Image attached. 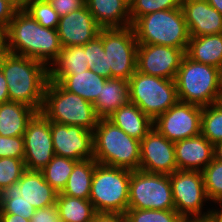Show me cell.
Masks as SVG:
<instances>
[{
    "mask_svg": "<svg viewBox=\"0 0 222 222\" xmlns=\"http://www.w3.org/2000/svg\"><path fill=\"white\" fill-rule=\"evenodd\" d=\"M41 113L51 122L94 131L99 118L94 104L48 80Z\"/></svg>",
    "mask_w": 222,
    "mask_h": 222,
    "instance_id": "cell-7",
    "label": "cell"
},
{
    "mask_svg": "<svg viewBox=\"0 0 222 222\" xmlns=\"http://www.w3.org/2000/svg\"><path fill=\"white\" fill-rule=\"evenodd\" d=\"M185 51L157 44H138L136 70L152 76L175 80Z\"/></svg>",
    "mask_w": 222,
    "mask_h": 222,
    "instance_id": "cell-15",
    "label": "cell"
},
{
    "mask_svg": "<svg viewBox=\"0 0 222 222\" xmlns=\"http://www.w3.org/2000/svg\"><path fill=\"white\" fill-rule=\"evenodd\" d=\"M201 172L208 200L222 207V162L213 158Z\"/></svg>",
    "mask_w": 222,
    "mask_h": 222,
    "instance_id": "cell-32",
    "label": "cell"
},
{
    "mask_svg": "<svg viewBox=\"0 0 222 222\" xmlns=\"http://www.w3.org/2000/svg\"><path fill=\"white\" fill-rule=\"evenodd\" d=\"M13 4L18 10H24L27 0H7Z\"/></svg>",
    "mask_w": 222,
    "mask_h": 222,
    "instance_id": "cell-49",
    "label": "cell"
},
{
    "mask_svg": "<svg viewBox=\"0 0 222 222\" xmlns=\"http://www.w3.org/2000/svg\"><path fill=\"white\" fill-rule=\"evenodd\" d=\"M49 2L59 17L66 16L70 12L80 9L85 4V0H50Z\"/></svg>",
    "mask_w": 222,
    "mask_h": 222,
    "instance_id": "cell-39",
    "label": "cell"
},
{
    "mask_svg": "<svg viewBox=\"0 0 222 222\" xmlns=\"http://www.w3.org/2000/svg\"><path fill=\"white\" fill-rule=\"evenodd\" d=\"M77 162L78 161L71 158L55 155L52 160L41 170V172L43 173L45 181L58 193H61L67 184L74 165Z\"/></svg>",
    "mask_w": 222,
    "mask_h": 222,
    "instance_id": "cell-30",
    "label": "cell"
},
{
    "mask_svg": "<svg viewBox=\"0 0 222 222\" xmlns=\"http://www.w3.org/2000/svg\"><path fill=\"white\" fill-rule=\"evenodd\" d=\"M214 159L222 162V141L214 144V151H213Z\"/></svg>",
    "mask_w": 222,
    "mask_h": 222,
    "instance_id": "cell-46",
    "label": "cell"
},
{
    "mask_svg": "<svg viewBox=\"0 0 222 222\" xmlns=\"http://www.w3.org/2000/svg\"><path fill=\"white\" fill-rule=\"evenodd\" d=\"M0 222H31L30 220L14 214H0Z\"/></svg>",
    "mask_w": 222,
    "mask_h": 222,
    "instance_id": "cell-45",
    "label": "cell"
},
{
    "mask_svg": "<svg viewBox=\"0 0 222 222\" xmlns=\"http://www.w3.org/2000/svg\"><path fill=\"white\" fill-rule=\"evenodd\" d=\"M169 179L175 210L185 220L207 218L210 215L212 210L202 214L203 203L208 200L202 172L177 170L169 175Z\"/></svg>",
    "mask_w": 222,
    "mask_h": 222,
    "instance_id": "cell-12",
    "label": "cell"
},
{
    "mask_svg": "<svg viewBox=\"0 0 222 222\" xmlns=\"http://www.w3.org/2000/svg\"><path fill=\"white\" fill-rule=\"evenodd\" d=\"M220 86H221V94H222V66L220 68Z\"/></svg>",
    "mask_w": 222,
    "mask_h": 222,
    "instance_id": "cell-52",
    "label": "cell"
},
{
    "mask_svg": "<svg viewBox=\"0 0 222 222\" xmlns=\"http://www.w3.org/2000/svg\"><path fill=\"white\" fill-rule=\"evenodd\" d=\"M101 30L86 4L59 19L57 32L62 47L83 46L95 39Z\"/></svg>",
    "mask_w": 222,
    "mask_h": 222,
    "instance_id": "cell-18",
    "label": "cell"
},
{
    "mask_svg": "<svg viewBox=\"0 0 222 222\" xmlns=\"http://www.w3.org/2000/svg\"><path fill=\"white\" fill-rule=\"evenodd\" d=\"M25 171L24 158H0V192L16 183Z\"/></svg>",
    "mask_w": 222,
    "mask_h": 222,
    "instance_id": "cell-36",
    "label": "cell"
},
{
    "mask_svg": "<svg viewBox=\"0 0 222 222\" xmlns=\"http://www.w3.org/2000/svg\"><path fill=\"white\" fill-rule=\"evenodd\" d=\"M185 55L195 62L209 64L220 69L222 66V33L190 37Z\"/></svg>",
    "mask_w": 222,
    "mask_h": 222,
    "instance_id": "cell-26",
    "label": "cell"
},
{
    "mask_svg": "<svg viewBox=\"0 0 222 222\" xmlns=\"http://www.w3.org/2000/svg\"><path fill=\"white\" fill-rule=\"evenodd\" d=\"M139 169L164 175L177 171L174 142L161 135L154 127L140 141Z\"/></svg>",
    "mask_w": 222,
    "mask_h": 222,
    "instance_id": "cell-16",
    "label": "cell"
},
{
    "mask_svg": "<svg viewBox=\"0 0 222 222\" xmlns=\"http://www.w3.org/2000/svg\"><path fill=\"white\" fill-rule=\"evenodd\" d=\"M24 10L41 26L57 29L60 17L49 1L27 0Z\"/></svg>",
    "mask_w": 222,
    "mask_h": 222,
    "instance_id": "cell-33",
    "label": "cell"
},
{
    "mask_svg": "<svg viewBox=\"0 0 222 222\" xmlns=\"http://www.w3.org/2000/svg\"><path fill=\"white\" fill-rule=\"evenodd\" d=\"M54 154L76 161L94 158L93 131L81 126L51 122Z\"/></svg>",
    "mask_w": 222,
    "mask_h": 222,
    "instance_id": "cell-17",
    "label": "cell"
},
{
    "mask_svg": "<svg viewBox=\"0 0 222 222\" xmlns=\"http://www.w3.org/2000/svg\"><path fill=\"white\" fill-rule=\"evenodd\" d=\"M5 49L49 67L58 58L62 46L57 29L45 28L25 10H18L5 28Z\"/></svg>",
    "mask_w": 222,
    "mask_h": 222,
    "instance_id": "cell-1",
    "label": "cell"
},
{
    "mask_svg": "<svg viewBox=\"0 0 222 222\" xmlns=\"http://www.w3.org/2000/svg\"><path fill=\"white\" fill-rule=\"evenodd\" d=\"M24 137H6L0 135V158L13 157L24 158Z\"/></svg>",
    "mask_w": 222,
    "mask_h": 222,
    "instance_id": "cell-37",
    "label": "cell"
},
{
    "mask_svg": "<svg viewBox=\"0 0 222 222\" xmlns=\"http://www.w3.org/2000/svg\"><path fill=\"white\" fill-rule=\"evenodd\" d=\"M129 101L128 80L111 78L105 81L100 96L93 104L98 118L108 119Z\"/></svg>",
    "mask_w": 222,
    "mask_h": 222,
    "instance_id": "cell-24",
    "label": "cell"
},
{
    "mask_svg": "<svg viewBox=\"0 0 222 222\" xmlns=\"http://www.w3.org/2000/svg\"><path fill=\"white\" fill-rule=\"evenodd\" d=\"M103 46L107 61V79L129 81L136 71L138 48L133 27L103 28Z\"/></svg>",
    "mask_w": 222,
    "mask_h": 222,
    "instance_id": "cell-11",
    "label": "cell"
},
{
    "mask_svg": "<svg viewBox=\"0 0 222 222\" xmlns=\"http://www.w3.org/2000/svg\"><path fill=\"white\" fill-rule=\"evenodd\" d=\"M128 209L174 210L169 175L132 171Z\"/></svg>",
    "mask_w": 222,
    "mask_h": 222,
    "instance_id": "cell-10",
    "label": "cell"
},
{
    "mask_svg": "<svg viewBox=\"0 0 222 222\" xmlns=\"http://www.w3.org/2000/svg\"><path fill=\"white\" fill-rule=\"evenodd\" d=\"M179 101L201 107L222 101L220 69L183 57L176 78Z\"/></svg>",
    "mask_w": 222,
    "mask_h": 222,
    "instance_id": "cell-5",
    "label": "cell"
},
{
    "mask_svg": "<svg viewBox=\"0 0 222 222\" xmlns=\"http://www.w3.org/2000/svg\"><path fill=\"white\" fill-rule=\"evenodd\" d=\"M127 222H185L174 210L128 209L125 212Z\"/></svg>",
    "mask_w": 222,
    "mask_h": 222,
    "instance_id": "cell-34",
    "label": "cell"
},
{
    "mask_svg": "<svg viewBox=\"0 0 222 222\" xmlns=\"http://www.w3.org/2000/svg\"><path fill=\"white\" fill-rule=\"evenodd\" d=\"M190 37L222 33V14L206 0H182Z\"/></svg>",
    "mask_w": 222,
    "mask_h": 222,
    "instance_id": "cell-19",
    "label": "cell"
},
{
    "mask_svg": "<svg viewBox=\"0 0 222 222\" xmlns=\"http://www.w3.org/2000/svg\"><path fill=\"white\" fill-rule=\"evenodd\" d=\"M178 170L202 171L214 158V145L201 133L174 142Z\"/></svg>",
    "mask_w": 222,
    "mask_h": 222,
    "instance_id": "cell-20",
    "label": "cell"
},
{
    "mask_svg": "<svg viewBox=\"0 0 222 222\" xmlns=\"http://www.w3.org/2000/svg\"><path fill=\"white\" fill-rule=\"evenodd\" d=\"M108 119L138 141H141L153 128V120L130 101L122 105Z\"/></svg>",
    "mask_w": 222,
    "mask_h": 222,
    "instance_id": "cell-23",
    "label": "cell"
},
{
    "mask_svg": "<svg viewBox=\"0 0 222 222\" xmlns=\"http://www.w3.org/2000/svg\"><path fill=\"white\" fill-rule=\"evenodd\" d=\"M213 8L222 14V0H206Z\"/></svg>",
    "mask_w": 222,
    "mask_h": 222,
    "instance_id": "cell-50",
    "label": "cell"
},
{
    "mask_svg": "<svg viewBox=\"0 0 222 222\" xmlns=\"http://www.w3.org/2000/svg\"><path fill=\"white\" fill-rule=\"evenodd\" d=\"M208 218L212 222H222V207H221V210H219V211L212 209V212L210 213Z\"/></svg>",
    "mask_w": 222,
    "mask_h": 222,
    "instance_id": "cell-47",
    "label": "cell"
},
{
    "mask_svg": "<svg viewBox=\"0 0 222 222\" xmlns=\"http://www.w3.org/2000/svg\"><path fill=\"white\" fill-rule=\"evenodd\" d=\"M86 52L88 68L91 69L94 64L100 59V50L104 48L103 46V28H101L99 35L92 41L87 42L83 45Z\"/></svg>",
    "mask_w": 222,
    "mask_h": 222,
    "instance_id": "cell-38",
    "label": "cell"
},
{
    "mask_svg": "<svg viewBox=\"0 0 222 222\" xmlns=\"http://www.w3.org/2000/svg\"><path fill=\"white\" fill-rule=\"evenodd\" d=\"M30 221L31 222H60L56 204L46 207V208L36 209Z\"/></svg>",
    "mask_w": 222,
    "mask_h": 222,
    "instance_id": "cell-40",
    "label": "cell"
},
{
    "mask_svg": "<svg viewBox=\"0 0 222 222\" xmlns=\"http://www.w3.org/2000/svg\"><path fill=\"white\" fill-rule=\"evenodd\" d=\"M129 82V100L153 121L174 106L177 97L175 80L135 71Z\"/></svg>",
    "mask_w": 222,
    "mask_h": 222,
    "instance_id": "cell-9",
    "label": "cell"
},
{
    "mask_svg": "<svg viewBox=\"0 0 222 222\" xmlns=\"http://www.w3.org/2000/svg\"><path fill=\"white\" fill-rule=\"evenodd\" d=\"M37 112L18 102L0 104V135L6 137L24 136L28 122Z\"/></svg>",
    "mask_w": 222,
    "mask_h": 222,
    "instance_id": "cell-25",
    "label": "cell"
},
{
    "mask_svg": "<svg viewBox=\"0 0 222 222\" xmlns=\"http://www.w3.org/2000/svg\"><path fill=\"white\" fill-rule=\"evenodd\" d=\"M9 101L8 85L4 73L0 68V104Z\"/></svg>",
    "mask_w": 222,
    "mask_h": 222,
    "instance_id": "cell-44",
    "label": "cell"
},
{
    "mask_svg": "<svg viewBox=\"0 0 222 222\" xmlns=\"http://www.w3.org/2000/svg\"><path fill=\"white\" fill-rule=\"evenodd\" d=\"M57 195L41 171L26 170L16 183L0 192V214H17L31 220L36 209L56 204Z\"/></svg>",
    "mask_w": 222,
    "mask_h": 222,
    "instance_id": "cell-3",
    "label": "cell"
},
{
    "mask_svg": "<svg viewBox=\"0 0 222 222\" xmlns=\"http://www.w3.org/2000/svg\"><path fill=\"white\" fill-rule=\"evenodd\" d=\"M98 164L93 158L78 161L70 174L67 184L60 194L80 199H89L92 177Z\"/></svg>",
    "mask_w": 222,
    "mask_h": 222,
    "instance_id": "cell-27",
    "label": "cell"
},
{
    "mask_svg": "<svg viewBox=\"0 0 222 222\" xmlns=\"http://www.w3.org/2000/svg\"><path fill=\"white\" fill-rule=\"evenodd\" d=\"M56 206L60 222H91L97 212L89 199L58 193Z\"/></svg>",
    "mask_w": 222,
    "mask_h": 222,
    "instance_id": "cell-28",
    "label": "cell"
},
{
    "mask_svg": "<svg viewBox=\"0 0 222 222\" xmlns=\"http://www.w3.org/2000/svg\"><path fill=\"white\" fill-rule=\"evenodd\" d=\"M48 69L49 76H68L88 70L85 49L80 45L62 47L58 58Z\"/></svg>",
    "mask_w": 222,
    "mask_h": 222,
    "instance_id": "cell-29",
    "label": "cell"
},
{
    "mask_svg": "<svg viewBox=\"0 0 222 222\" xmlns=\"http://www.w3.org/2000/svg\"><path fill=\"white\" fill-rule=\"evenodd\" d=\"M49 80L59 83L65 90L94 103L100 96L107 79L88 69L68 76H49Z\"/></svg>",
    "mask_w": 222,
    "mask_h": 222,
    "instance_id": "cell-22",
    "label": "cell"
},
{
    "mask_svg": "<svg viewBox=\"0 0 222 222\" xmlns=\"http://www.w3.org/2000/svg\"><path fill=\"white\" fill-rule=\"evenodd\" d=\"M93 153L98 164L131 171L139 169L140 141L128 136L109 119H99L93 131Z\"/></svg>",
    "mask_w": 222,
    "mask_h": 222,
    "instance_id": "cell-4",
    "label": "cell"
},
{
    "mask_svg": "<svg viewBox=\"0 0 222 222\" xmlns=\"http://www.w3.org/2000/svg\"><path fill=\"white\" fill-rule=\"evenodd\" d=\"M132 27L138 44L164 45L181 48L186 52L190 33L182 8L143 15Z\"/></svg>",
    "mask_w": 222,
    "mask_h": 222,
    "instance_id": "cell-6",
    "label": "cell"
},
{
    "mask_svg": "<svg viewBox=\"0 0 222 222\" xmlns=\"http://www.w3.org/2000/svg\"><path fill=\"white\" fill-rule=\"evenodd\" d=\"M201 134L213 145L222 141V101L202 107Z\"/></svg>",
    "mask_w": 222,
    "mask_h": 222,
    "instance_id": "cell-31",
    "label": "cell"
},
{
    "mask_svg": "<svg viewBox=\"0 0 222 222\" xmlns=\"http://www.w3.org/2000/svg\"><path fill=\"white\" fill-rule=\"evenodd\" d=\"M202 107L178 101L153 121V127L168 140L176 142L201 133Z\"/></svg>",
    "mask_w": 222,
    "mask_h": 222,
    "instance_id": "cell-13",
    "label": "cell"
},
{
    "mask_svg": "<svg viewBox=\"0 0 222 222\" xmlns=\"http://www.w3.org/2000/svg\"><path fill=\"white\" fill-rule=\"evenodd\" d=\"M181 4L182 0H131L129 2L131 24L143 15L181 8Z\"/></svg>",
    "mask_w": 222,
    "mask_h": 222,
    "instance_id": "cell-35",
    "label": "cell"
},
{
    "mask_svg": "<svg viewBox=\"0 0 222 222\" xmlns=\"http://www.w3.org/2000/svg\"><path fill=\"white\" fill-rule=\"evenodd\" d=\"M85 4L101 28L132 26L126 0H85Z\"/></svg>",
    "mask_w": 222,
    "mask_h": 222,
    "instance_id": "cell-21",
    "label": "cell"
},
{
    "mask_svg": "<svg viewBox=\"0 0 222 222\" xmlns=\"http://www.w3.org/2000/svg\"><path fill=\"white\" fill-rule=\"evenodd\" d=\"M91 70L94 73L107 79V61H106V54H105L104 48L100 50V59L98 60L96 64L93 65Z\"/></svg>",
    "mask_w": 222,
    "mask_h": 222,
    "instance_id": "cell-43",
    "label": "cell"
},
{
    "mask_svg": "<svg viewBox=\"0 0 222 222\" xmlns=\"http://www.w3.org/2000/svg\"><path fill=\"white\" fill-rule=\"evenodd\" d=\"M5 51V28L0 25V55Z\"/></svg>",
    "mask_w": 222,
    "mask_h": 222,
    "instance_id": "cell-48",
    "label": "cell"
},
{
    "mask_svg": "<svg viewBox=\"0 0 222 222\" xmlns=\"http://www.w3.org/2000/svg\"><path fill=\"white\" fill-rule=\"evenodd\" d=\"M185 222H212L208 217L207 218H191Z\"/></svg>",
    "mask_w": 222,
    "mask_h": 222,
    "instance_id": "cell-51",
    "label": "cell"
},
{
    "mask_svg": "<svg viewBox=\"0 0 222 222\" xmlns=\"http://www.w3.org/2000/svg\"><path fill=\"white\" fill-rule=\"evenodd\" d=\"M0 68L7 81L9 101L41 112L49 67L38 60L5 51L0 55Z\"/></svg>",
    "mask_w": 222,
    "mask_h": 222,
    "instance_id": "cell-2",
    "label": "cell"
},
{
    "mask_svg": "<svg viewBox=\"0 0 222 222\" xmlns=\"http://www.w3.org/2000/svg\"><path fill=\"white\" fill-rule=\"evenodd\" d=\"M91 222H127L125 214L97 213Z\"/></svg>",
    "mask_w": 222,
    "mask_h": 222,
    "instance_id": "cell-42",
    "label": "cell"
},
{
    "mask_svg": "<svg viewBox=\"0 0 222 222\" xmlns=\"http://www.w3.org/2000/svg\"><path fill=\"white\" fill-rule=\"evenodd\" d=\"M18 9L7 0H0V25L8 26Z\"/></svg>",
    "mask_w": 222,
    "mask_h": 222,
    "instance_id": "cell-41",
    "label": "cell"
},
{
    "mask_svg": "<svg viewBox=\"0 0 222 222\" xmlns=\"http://www.w3.org/2000/svg\"><path fill=\"white\" fill-rule=\"evenodd\" d=\"M131 170L97 164L89 200L97 213L125 214L128 210Z\"/></svg>",
    "mask_w": 222,
    "mask_h": 222,
    "instance_id": "cell-8",
    "label": "cell"
},
{
    "mask_svg": "<svg viewBox=\"0 0 222 222\" xmlns=\"http://www.w3.org/2000/svg\"><path fill=\"white\" fill-rule=\"evenodd\" d=\"M26 170L41 171L55 156L51 136V121L41 112L28 122L24 132Z\"/></svg>",
    "mask_w": 222,
    "mask_h": 222,
    "instance_id": "cell-14",
    "label": "cell"
}]
</instances>
